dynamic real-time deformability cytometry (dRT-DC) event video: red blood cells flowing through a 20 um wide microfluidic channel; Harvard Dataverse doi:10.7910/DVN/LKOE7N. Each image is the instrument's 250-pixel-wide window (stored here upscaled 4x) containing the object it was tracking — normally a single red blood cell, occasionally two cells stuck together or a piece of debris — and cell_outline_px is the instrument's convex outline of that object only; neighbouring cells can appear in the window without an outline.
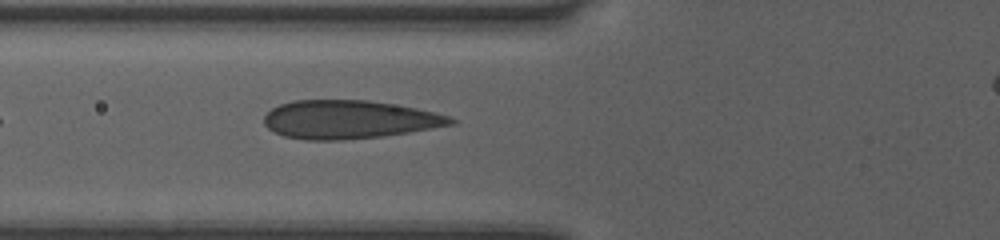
{"species": "human", "species_latin": "Homo sapiens", "temperature_condition": "room temperature", "stored_images_in_passage": 15, "camera_frame_rate_fps": 3000, "um_per_image_px": 0.085, "donor": {"sex": "female"}, "frame": {"image": 1, "passage_image": 5, "time_ms": 1.333, "image_size_px": [1000, 240], "cell_outline_px": [[456, 124], [408, 132], [380, 136], [344, 140], [304, 140], [284, 136], [268, 128], [264, 124], [264, 116], [272, 108], [280, 104], [292, 100], [368, 100], [416, 108], [448, 116], [456, 120]], "centroid_in_image_um": [29.64, 10.16], "position_along_channel_um": 96.2, "area_um2": 41.56}}
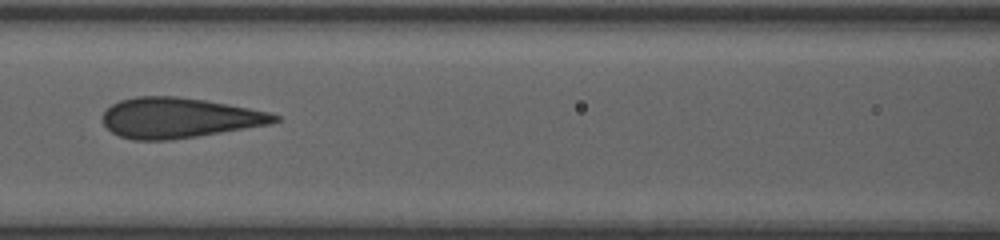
{"frame": {"image": 2, "passage_image": 9, "time_ms": 2.667, "image_size_px": [1000, 240], "cell_outline_px": [[280, 120], [272, 124], [172, 140], [132, 140], [120, 136], [112, 132], [104, 124], [104, 112], [112, 104], [120, 100], [136, 96], [176, 96], [204, 100], [228, 104], [268, 112], [280, 116]], "centroid_in_image_um": [15.22, 10.02], "position_along_channel_um": 151.4, "area_um2": 40.17}}